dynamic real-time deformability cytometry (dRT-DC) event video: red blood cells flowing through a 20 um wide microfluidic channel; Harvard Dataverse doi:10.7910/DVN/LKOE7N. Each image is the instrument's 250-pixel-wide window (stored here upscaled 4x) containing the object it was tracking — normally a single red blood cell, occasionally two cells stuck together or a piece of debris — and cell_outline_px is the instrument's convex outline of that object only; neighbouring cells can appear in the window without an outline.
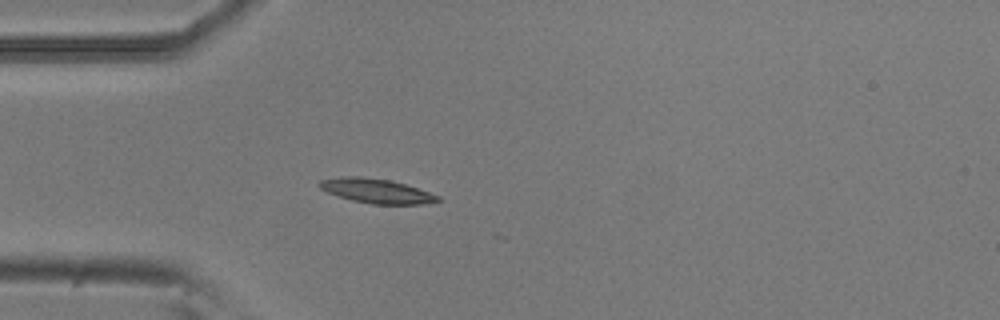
{"species": "common noctule bat (a hibernating species)", "species_latin": "Nyctalus noctula", "temperature_condition": "room temperature", "stored_images_in_passage": 5, "camera_frame_rate_fps": 3000, "um_per_image_px": 0.085, "animal": {"sex": "male", "body_mass_g": 20.5, "forearm_length_mm": 52.5}, "frame": {"image": 1, "passage_image": 4, "time_ms": 1.0, "image_size_px": [1000, 320], "cell_outline_px": [[440, 200], [424, 204], [372, 204], [352, 200], [328, 192], [320, 188], [316, 184], [320, 180], [344, 176], [360, 176], [388, 180], [404, 184], [440, 196]], "centroid_in_image_um": [31.97, 16.23], "position_along_channel_um": 53.0, "area_um2": 16.59}}